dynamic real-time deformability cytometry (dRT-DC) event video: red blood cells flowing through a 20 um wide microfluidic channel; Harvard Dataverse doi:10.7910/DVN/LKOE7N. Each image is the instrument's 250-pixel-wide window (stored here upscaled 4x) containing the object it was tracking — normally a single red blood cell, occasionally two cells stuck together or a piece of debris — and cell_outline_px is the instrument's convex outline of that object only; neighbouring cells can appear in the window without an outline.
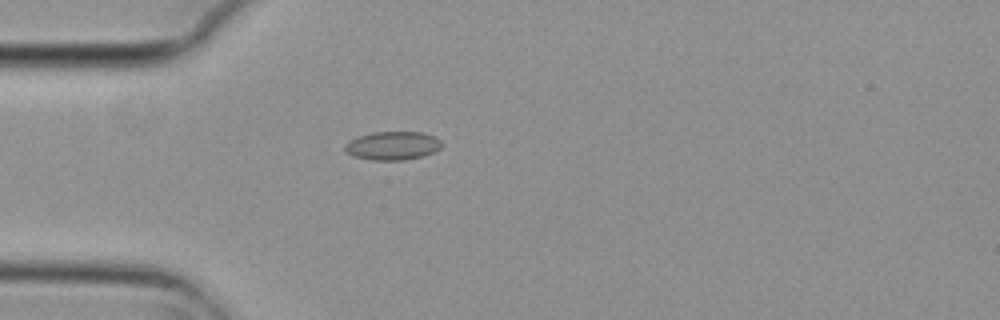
{"species": "common noctule bat (a hibernating species)", "species_latin": "Nyctalus noctula", "temperature_condition": "cold", "stored_images_in_passage": 3, "camera_frame_rate_fps": 3000, "um_per_image_px": 0.085, "animal": {"sex": "female", "body_mass_g": 29.2, "forearm_length_mm": 56.3}, "frame": {"image": 1, "passage_image": 2, "time_ms": 0.333, "image_size_px": [1000, 320], "cell_outline_px": [[444, 144], [440, 148], [432, 152], [420, 156], [404, 160], [372, 160], [352, 156], [344, 152], [344, 144], [348, 140], [372, 132], [420, 132], [436, 136]], "centroid_in_image_um": [33.34, 12.38], "position_along_channel_um": 51.7, "area_um2": 16.18}}